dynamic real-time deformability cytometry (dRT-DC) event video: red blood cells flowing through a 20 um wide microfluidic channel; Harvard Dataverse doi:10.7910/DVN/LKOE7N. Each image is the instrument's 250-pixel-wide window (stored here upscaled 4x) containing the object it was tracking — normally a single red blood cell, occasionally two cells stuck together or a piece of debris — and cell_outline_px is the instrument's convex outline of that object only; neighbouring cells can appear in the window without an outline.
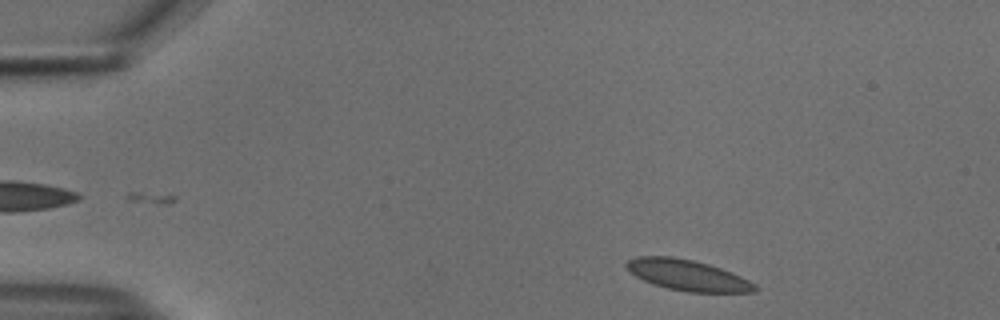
{"species": "common noctule bat (a hibernating species)", "species_latin": "Nyctalus noctula", "temperature_condition": "cold", "stored_images_in_passage": 14, "camera_frame_rate_fps": 3000, "um_per_image_px": 0.085, "animal": {"sex": "male", "body_mass_g": 18.8}, "frame": {"image": 1, "passage_image": 2, "time_ms": 0.333, "image_size_px": [1000, 320], "cell_outline_px": [[760, 288], [752, 292], [688, 292], [668, 288], [652, 284], [636, 276], [624, 264], [628, 260], [636, 256], [672, 256], [692, 260], [708, 264], [720, 268], [740, 276], [756, 284]], "centroid_in_image_um": [58.44, 23.39], "position_along_channel_um": 26.6, "area_um2": 22.89}}
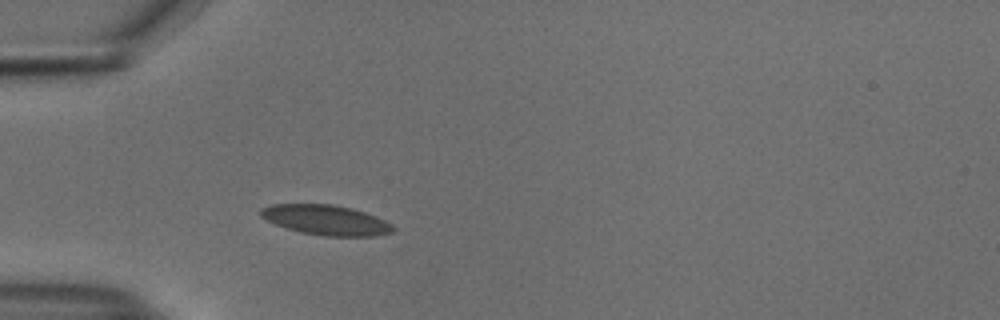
{"frame": {"image": 2, "passage_image": 10, "time_ms": 3.0, "image_size_px": [1000, 320], "cell_outline_px": [[396, 228], [392, 232], [376, 236], [324, 236], [300, 232], [276, 224], [260, 216], [260, 208], [272, 204], [332, 204], [352, 208], [364, 212], [384, 220], [392, 224]], "centroid_in_image_um": [27.72, 18.7], "position_along_channel_um": 57.3, "area_um2": 23.06}}